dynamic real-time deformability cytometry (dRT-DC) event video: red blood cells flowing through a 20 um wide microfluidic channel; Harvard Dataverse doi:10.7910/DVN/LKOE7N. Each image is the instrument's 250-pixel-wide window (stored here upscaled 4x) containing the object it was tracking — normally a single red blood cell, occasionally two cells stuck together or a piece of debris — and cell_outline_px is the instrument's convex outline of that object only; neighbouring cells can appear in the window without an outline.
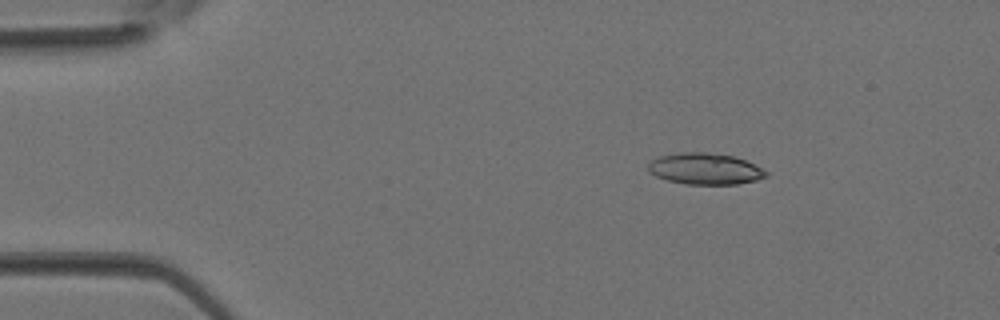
{"species": "Egyptian fruit bat (a non-hibernating species)", "species_latin": "Rousettus aegyptiacus", "temperature_condition": "room temperature", "stored_images_in_passage": 3, "camera_frame_rate_fps": 3000, "um_per_image_px": 0.085, "animal": {"sex": "female"}, "frame": {"image": 1, "passage_image": 1, "time_ms": 0.0, "image_size_px": [1000, 320], "cell_outline_px": [[768, 176], [756, 180], [736, 184], [684, 184], [668, 180], [656, 176], [648, 172], [648, 164], [652, 160], [660, 156], [680, 152], [704, 152], [732, 156], [744, 160], [768, 172]], "centroid_in_image_um": [59.9, 14.35], "position_along_channel_um": 25.1, "area_um2": 21.33}}
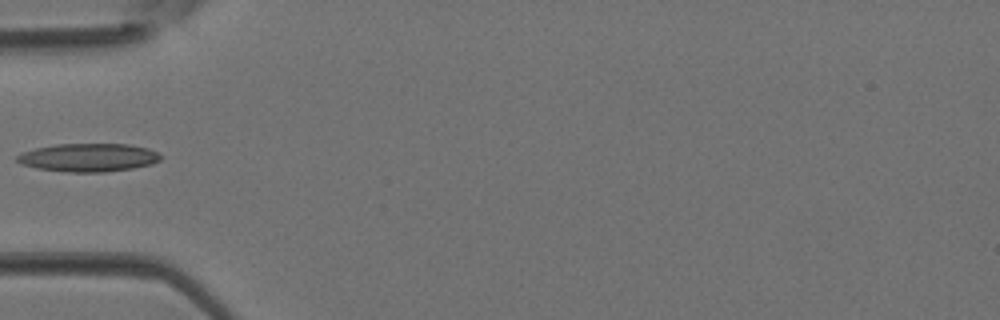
{"frame": {"image": 2, "passage_image": 3, "time_ms": 0.667, "image_size_px": [1000, 320], "cell_outline_px": [[160, 160], [152, 164], [132, 168], [104, 172], [68, 172], [36, 168], [20, 164], [16, 160], [16, 156], [20, 152], [36, 148], [56, 144], [128, 144], [148, 148], [156, 152], [160, 156]], "centroid_in_image_um": [7.47, 13.39], "position_along_channel_um": 77.5, "area_um2": 23.64}}